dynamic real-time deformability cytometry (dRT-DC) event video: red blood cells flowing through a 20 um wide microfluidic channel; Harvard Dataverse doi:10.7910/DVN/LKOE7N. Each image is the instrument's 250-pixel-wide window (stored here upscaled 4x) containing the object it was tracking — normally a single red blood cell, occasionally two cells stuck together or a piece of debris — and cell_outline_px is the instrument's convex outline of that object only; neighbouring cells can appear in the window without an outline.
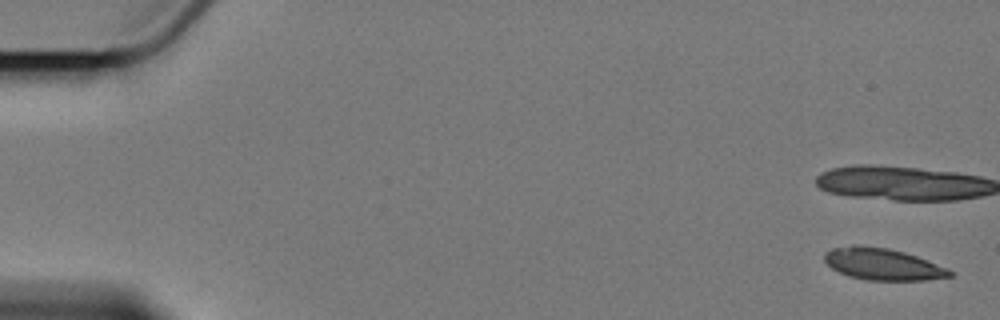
{"species": "Egyptian fruit bat (a non-hibernating species)", "species_latin": "Rousettus aegyptiacus", "temperature_condition": "cold", "stored_images_in_passage": 4, "camera_frame_rate_fps": 3000, "um_per_image_px": 0.085, "animal": {"sex": "female"}, "frame": {"image": 1, "passage_image": 1, "time_ms": 0.0, "image_size_px": [1000, 320], "cell_outline_px": [[952, 276], [924, 280], [868, 280], [848, 276], [832, 268], [824, 260], [824, 252], [832, 248], [852, 244], [860, 244], [888, 248], [904, 252], [916, 256], [948, 268], [952, 272]], "centroid_in_image_um": [74.99, 22.43], "position_along_channel_um": 10.0, "area_um2": 23.24}}